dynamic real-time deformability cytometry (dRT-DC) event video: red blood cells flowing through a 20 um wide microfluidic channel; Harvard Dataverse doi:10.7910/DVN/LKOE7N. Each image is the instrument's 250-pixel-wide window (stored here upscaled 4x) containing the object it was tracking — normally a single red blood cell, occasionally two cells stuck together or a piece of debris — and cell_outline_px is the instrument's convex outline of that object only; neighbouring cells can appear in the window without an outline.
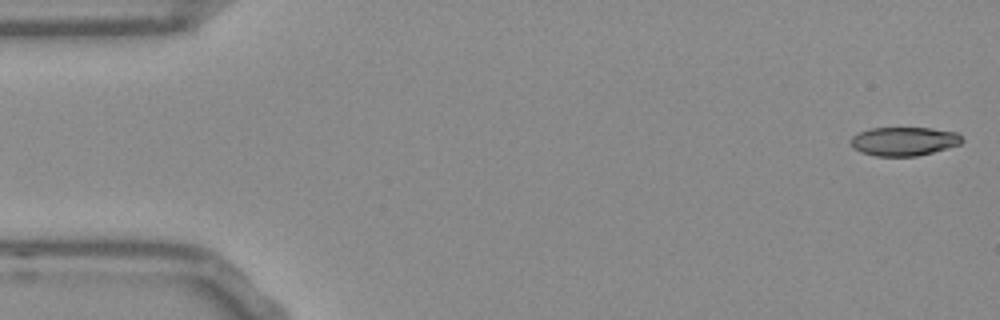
{"species": "Egyptian fruit bat (a non-hibernating species)", "species_latin": "Rousettus aegyptiacus", "temperature_condition": "room temperature", "stored_images_in_passage": 52, "camera_frame_rate_fps": 3000, "um_per_image_px": 0.085, "frame": {"image": 1, "passage_image": 1, "time_ms": 0.0, "image_size_px": [1000, 320], "cell_outline_px": [[964, 140], [960, 144], [948, 148], [916, 156], [876, 156], [860, 152], [852, 148], [852, 136], [868, 128], [932, 128], [960, 132]], "centroid_in_image_um": [76.87, 12.0], "position_along_channel_um": 8.1, "area_um2": 18.79}}
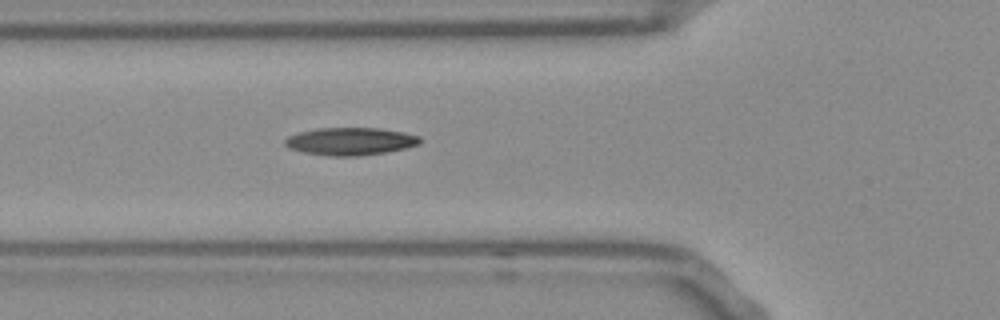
{"frame": {"image": 2, "passage_image": 18, "time_ms": 5.667, "image_size_px": [1000, 320], "cell_outline_px": [[420, 144], [404, 148], [384, 152], [356, 156], [332, 156], [304, 152], [288, 148], [284, 144], [284, 140], [288, 136], [300, 132], [316, 128], [380, 128], [404, 132], [420, 136]], "centroid_in_image_um": [29.77, 12.0], "position_along_channel_um": 96.0, "area_um2": 21.62}}
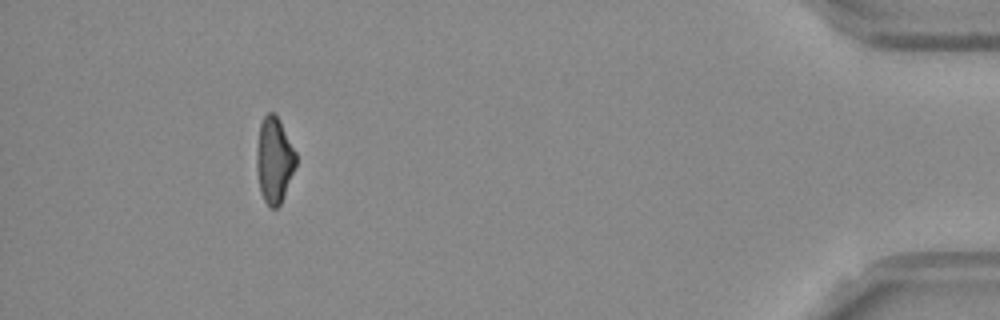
{"frame": {"image": 3, "passage_image": 48, "time_ms": 15.667, "image_size_px": [1000, 320], "cell_outline_px": [[296, 164], [280, 204], [276, 208], [272, 208], [264, 200], [260, 192], [256, 168], [256, 148], [260, 124], [264, 116], [268, 112], [272, 112], [276, 116], [296, 152]], "centroid_in_image_um": [23.28, 13.61], "position_along_channel_um": 411.9, "area_um2": 19.31}, "authors_computed_cell_mechanics": {"area_um2": 20.3745, "velocity_mm_per_s": 3.8164, "shape_relaxation_time_tau1_ms": null, "shape_relaxation_time_tau2_ms": 4.669, "deformation_change_tau1": null, "deformation_change_tau2": 0.1256}}